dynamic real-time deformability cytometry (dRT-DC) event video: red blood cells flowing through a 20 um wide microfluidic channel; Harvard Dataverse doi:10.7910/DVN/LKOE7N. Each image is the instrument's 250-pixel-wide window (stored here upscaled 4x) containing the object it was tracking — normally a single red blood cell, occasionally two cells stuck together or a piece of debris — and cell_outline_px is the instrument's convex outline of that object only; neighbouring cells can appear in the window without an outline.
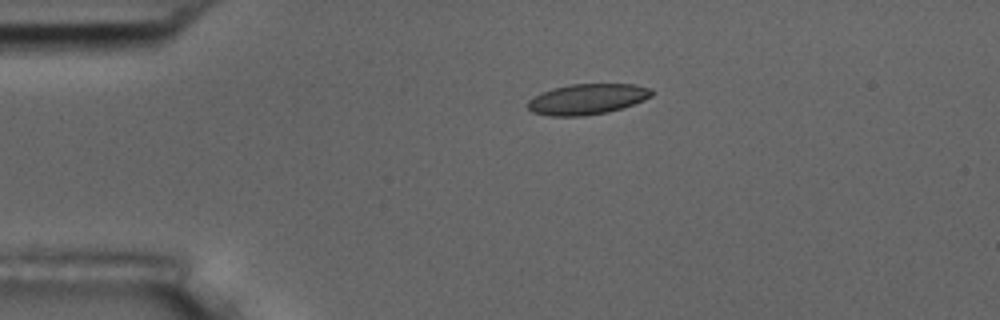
{"species": "common noctule bat (a hibernating species)", "species_latin": "Nyctalus noctula", "temperature_condition": "room temperature", "stored_images_in_passage": 47, "camera_frame_rate_fps": 3000, "um_per_image_px": 0.085, "animal": {"sex": "male", "body_mass_g": 17.5, "forearm_length_mm": 52.3}, "frame": {"image": 1, "passage_image": 5, "time_ms": 1.333, "image_size_px": [1000, 320], "cell_outline_px": [[652, 96], [644, 100], [608, 112], [584, 116], [548, 116], [532, 112], [528, 108], [528, 100], [540, 92], [552, 88], [572, 84], [636, 84], [652, 88]], "centroid_in_image_um": [49.9, 8.42], "position_along_channel_um": 35.1, "area_um2": 22.2}}
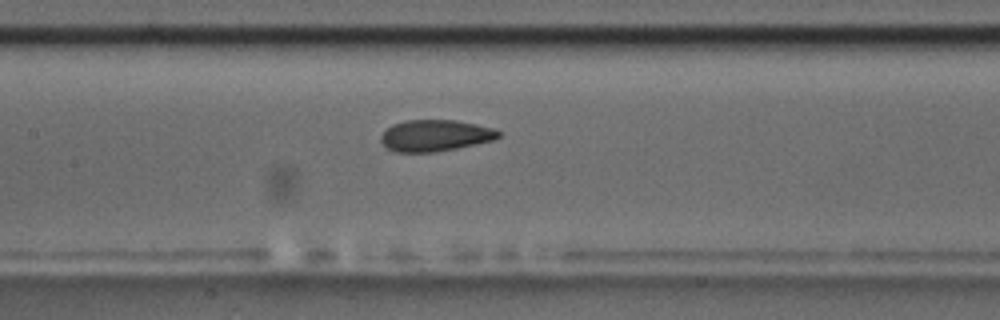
{"frame": {"image": 2, "passage_image": 19, "time_ms": 6.0, "image_size_px": [1000, 320], "cell_outline_px": [[500, 136], [492, 140], [456, 148], [436, 152], [396, 152], [388, 148], [380, 140], [380, 136], [392, 124], [404, 120], [456, 120], [496, 128], [500, 132]], "centroid_in_image_um": [36.99, 11.51], "position_along_channel_um": 170.4, "area_um2": 21.5}}
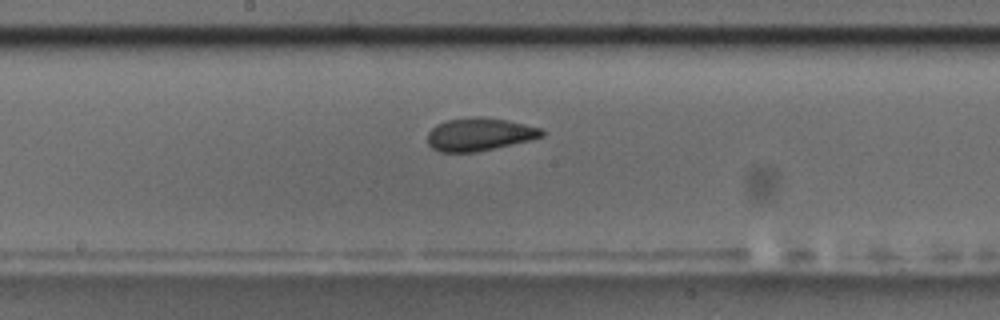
{"frame": {"image": 3, "passage_image": 22, "time_ms": 7.0, "image_size_px": [1000, 320], "cell_outline_px": [[544, 136], [528, 140], [476, 152], [440, 152], [432, 148], [428, 144], [428, 132], [436, 124], [448, 120], [472, 116], [484, 116], [508, 120], [544, 128]], "centroid_in_image_um": [40.75, 11.4], "position_along_channel_um": 207.4, "area_um2": 22.02}, "authors_computed_cell_mechanics": {"area_um2": 22.0218, "velocity_mm_per_s": 3.7352, "shape_relaxation_time_tau1_ms": 3.8362, "shape_relaxation_time_tau2_ms": 1.604, "deformation_change_tau1": 0.1073, "deformation_change_tau2": 0.0568}}